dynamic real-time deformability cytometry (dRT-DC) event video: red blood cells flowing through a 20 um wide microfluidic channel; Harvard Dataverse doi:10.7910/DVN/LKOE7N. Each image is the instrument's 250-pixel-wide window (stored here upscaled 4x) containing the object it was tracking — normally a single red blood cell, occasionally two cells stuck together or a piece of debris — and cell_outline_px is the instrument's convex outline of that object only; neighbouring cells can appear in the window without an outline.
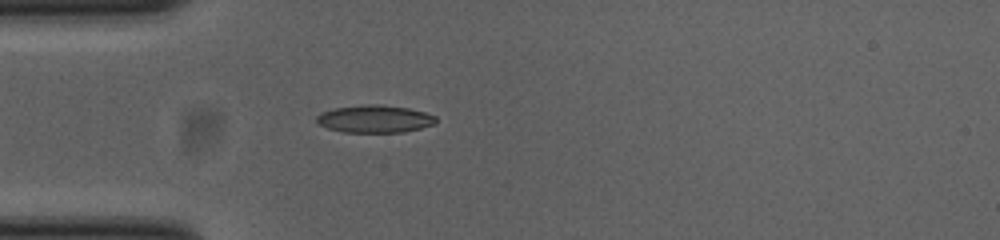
{"species": "common noctule bat (a hibernating species)", "species_latin": "Nyctalus noctula", "temperature_condition": "cold", "stored_images_in_passage": 38, "camera_frame_rate_fps": 3000, "um_per_image_px": 0.085, "animal": {"sex": "female", "body_mass_g": 23.0, "forearm_length_mm": 53.4}, "frame": {"image": 1, "passage_image": 1, "time_ms": 0.0, "image_size_px": [1000, 240], "cell_outline_px": [[436, 124], [404, 132], [344, 132], [328, 128], [320, 124], [316, 120], [316, 116], [320, 112], [332, 108], [364, 104], [376, 104], [408, 108], [424, 112], [436, 116]], "centroid_in_image_um": [31.84, 10.1], "position_along_channel_um": 53.2, "area_um2": 19.19}}
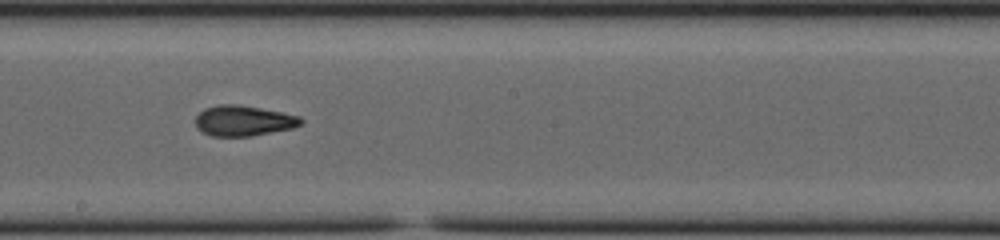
{"frame": {"image": 2, "passage_image": 15, "time_ms": 4.667, "image_size_px": [1000, 240], "cell_outline_px": [[304, 120], [300, 124], [292, 128], [252, 136], [212, 136], [196, 128], [196, 116], [204, 108], [220, 104], [240, 104], [300, 116]], "centroid_in_image_um": [20.68, 10.26], "position_along_channel_um": 227.5, "area_um2": 18.67}}
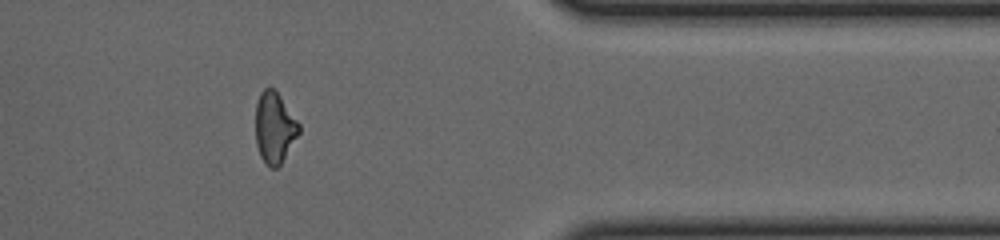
{"frame": {"image": 3, "passage_image": 29, "time_ms": 9.333, "image_size_px": [1000, 240], "cell_outline_px": [[300, 132], [280, 164], [276, 168], [268, 168], [260, 156], [256, 144], [256, 104], [260, 92], [264, 88], [272, 88], [280, 96], [300, 124]], "centroid_in_image_um": [23.32, 10.87], "position_along_channel_um": 388.1, "area_um2": 17.86}, "authors_computed_cell_mechanics": {"area_um2": 18.5827, "velocity_mm_per_s": 3.8876, "shape_relaxation_time_tau1_ms": 7.0466, "shape_relaxation_time_tau2_ms": 2.3124, "deformation_change_tau1": 0.2184, "deformation_change_tau2": 0.0923}}